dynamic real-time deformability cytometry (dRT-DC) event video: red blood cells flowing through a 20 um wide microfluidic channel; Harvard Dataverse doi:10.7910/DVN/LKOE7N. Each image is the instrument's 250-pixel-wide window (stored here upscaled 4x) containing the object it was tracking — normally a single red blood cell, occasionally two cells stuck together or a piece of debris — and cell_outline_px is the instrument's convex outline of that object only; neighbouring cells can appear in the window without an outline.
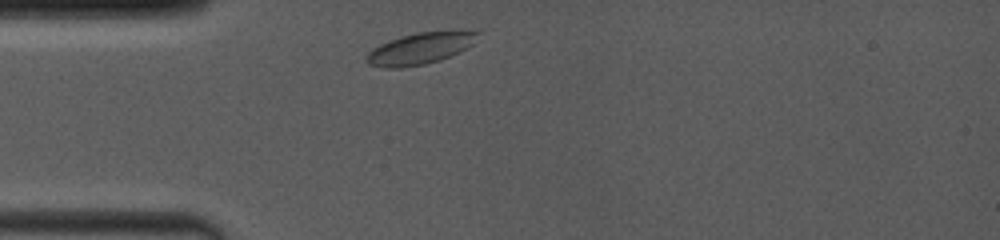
{"species": "common noctule bat (a hibernating species)", "species_latin": "Nyctalus noctula", "temperature_condition": "room temperature", "stored_images_in_passage": 32, "camera_frame_rate_fps": 4000, "um_per_image_px": 0.085, "animal": {"sex": "female", "body_mass_g": 19.0, "forearm_length_mm": 53.3}, "frame": {"image": 1, "passage_image": 1, "time_ms": 0.0, "image_size_px": [1000, 240], "cell_outline_px": [[480, 32], [472, 44], [468, 48], [440, 60], [424, 64], [400, 68], [384, 68], [368, 64], [364, 60], [368, 52], [372, 48], [380, 44], [416, 32]], "centroid_in_image_um": [35.63, 4.15], "position_along_channel_um": 49.4, "area_um2": 19.94}}
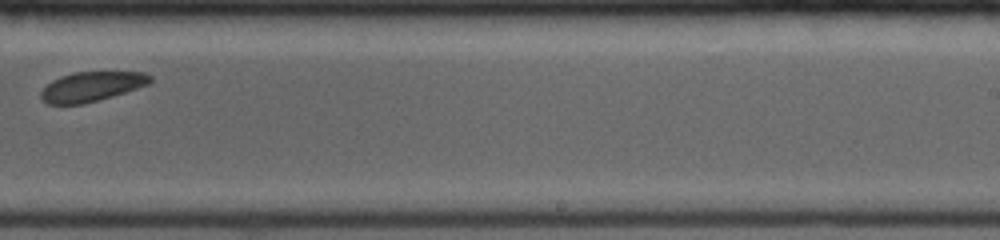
{"frame": {"image": 2, "passage_image": 20, "time_ms": 6.25, "image_size_px": [1000, 240], "cell_outline_px": [[152, 80], [148, 84], [100, 100], [84, 104], [48, 104], [40, 96], [40, 92], [52, 80], [60, 76], [72, 72], [144, 72], [152, 76]], "centroid_in_image_um": [7.77, 7.35], "position_along_channel_um": 281.2, "area_um2": 18.79}}
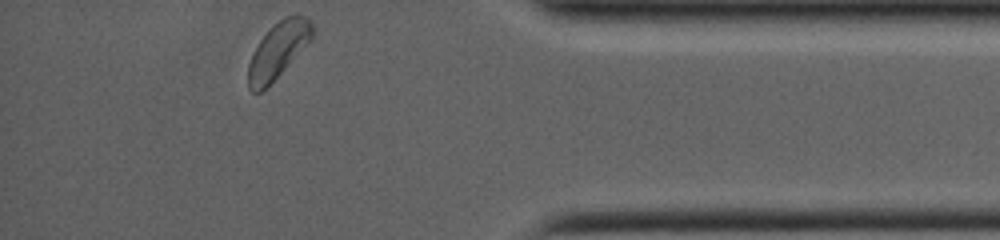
{"frame": {"image": 3, "passage_image": 32, "time_ms": 10.0, "image_size_px": [1000, 240], "cell_outline_px": [[312, 40], [260, 92], [252, 92], [248, 88], [248, 64], [252, 52], [260, 40], [284, 16], [296, 12], [308, 16], [312, 24]], "centroid_in_image_um": [23.65, 4.21], "position_along_channel_um": 411.5, "area_um2": 20.52}, "authors_computed_cell_mechanics": {"area_um2": 20.1144, "velocity_mm_per_s": 3.9272, "shape_relaxation_time_tau1_ms": 1.9959, "shape_relaxation_time_tau2_ms": null, "deformation_change_tau1": 0.0627, "deformation_change_tau2": null}}